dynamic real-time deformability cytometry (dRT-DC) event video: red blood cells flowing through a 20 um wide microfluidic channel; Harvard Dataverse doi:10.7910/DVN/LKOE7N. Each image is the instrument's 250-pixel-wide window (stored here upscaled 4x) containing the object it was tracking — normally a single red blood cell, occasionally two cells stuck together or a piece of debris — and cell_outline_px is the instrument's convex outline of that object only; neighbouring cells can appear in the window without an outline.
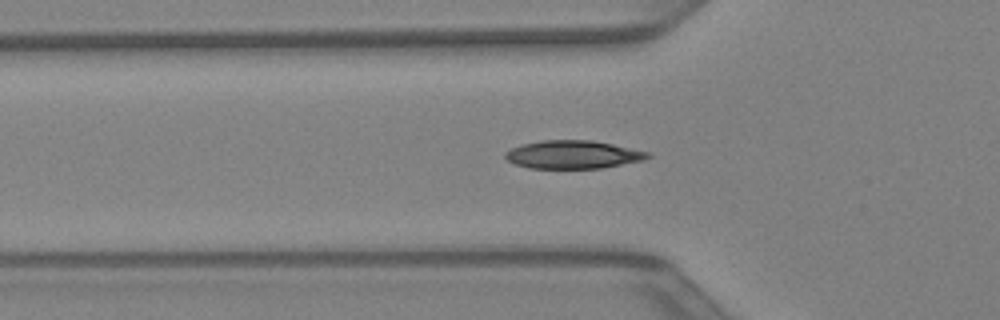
{"species": "Egyptian fruit bat (a non-hibernating species)", "species_latin": "Rousettus aegyptiacus", "temperature_condition": "warm", "stored_images_in_passage": 30, "camera_frame_rate_fps": 3000, "um_per_image_px": 0.085, "animal": {"sex": "female"}, "frame": {"image": 1, "passage_image": 6, "time_ms": 1.667, "image_size_px": [1000, 320], "cell_outline_px": [[652, 156], [644, 160], [600, 168], [528, 168], [516, 164], [508, 160], [504, 156], [504, 152], [512, 148], [524, 144], [540, 140], [592, 140], [652, 152]], "centroid_in_image_um": [48.73, 13.13], "position_along_channel_um": 77.1, "area_um2": 23.35}}
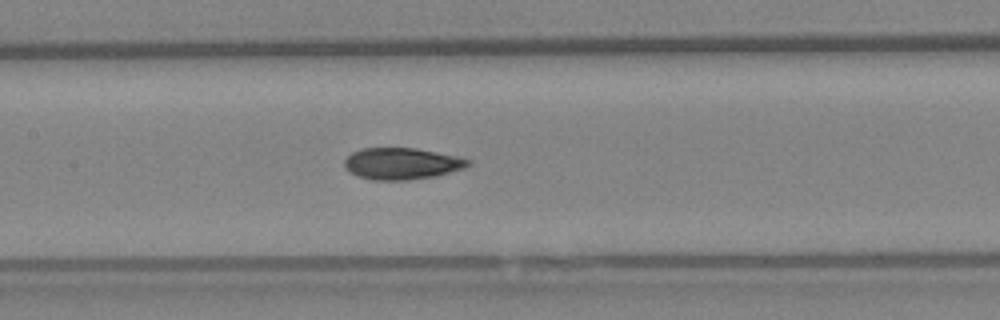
{"frame": {"image": 2, "passage_image": 12, "time_ms": 3.667, "image_size_px": [1000, 320], "cell_outline_px": [[472, 164], [464, 168], [432, 176], [408, 180], [372, 180], [360, 176], [344, 168], [344, 160], [352, 152], [364, 148], [416, 148], [456, 156], [472, 160]], "centroid_in_image_um": [34.15, 13.9], "position_along_channel_um": 173.3, "area_um2": 22.54}}
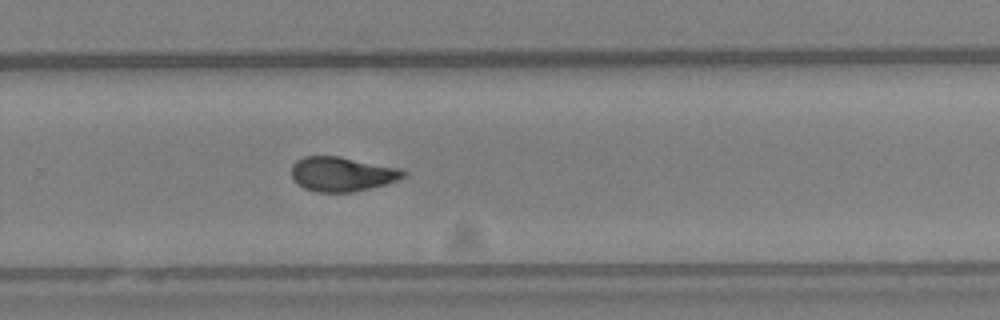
{"frame": {"image": 3, "passage_image": 20, "time_ms": 6.333, "image_size_px": [1000, 320], "cell_outline_px": [[408, 176], [384, 184], [352, 192], [320, 192], [304, 188], [292, 180], [292, 164], [296, 160], [304, 156], [340, 156], [404, 168], [408, 172]], "centroid_in_image_um": [29.11, 14.77], "position_along_channel_um": 300.7, "area_um2": 22.77}}